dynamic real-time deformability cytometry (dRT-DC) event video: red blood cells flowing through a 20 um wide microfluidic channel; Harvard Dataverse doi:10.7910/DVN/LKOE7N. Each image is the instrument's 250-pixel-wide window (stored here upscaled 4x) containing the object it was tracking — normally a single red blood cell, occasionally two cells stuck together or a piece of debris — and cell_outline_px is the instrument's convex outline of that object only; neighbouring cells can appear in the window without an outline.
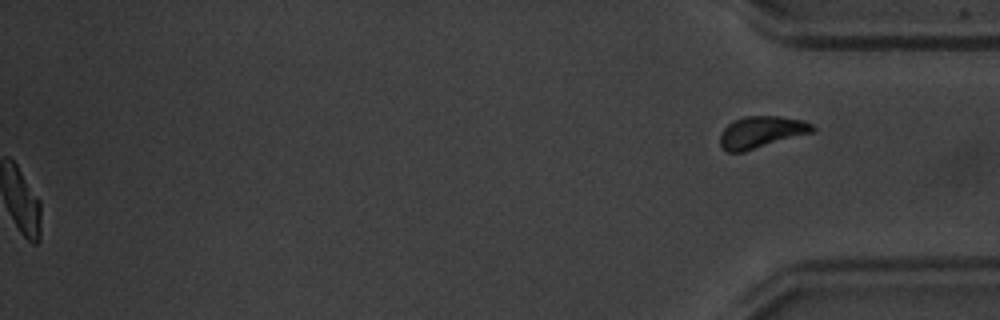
{"species": "common noctule bat (a hibernating species)", "species_latin": "Nyctalus noctula", "temperature_condition": "warm", "stored_images_in_passage": 55, "segment_of_instrument_passage": [2, 2], "camera_frame_rate_fps": 3000, "um_per_image_px": 0.085, "animal": {"sex": "male", "body_mass_g": 20.1, "forearm_length_mm": 53.5}, "frame": {"image": 1, "passage_image": 55, "time_ms": 18.0, "image_size_px": [1000, 320], "cell_outline_px": [[816, 128], [812, 132], [744, 152], [728, 152], [720, 144], [720, 132], [732, 120], [744, 116], [780, 116], [804, 120], [812, 124]], "centroid_in_image_um": [64.7, 11.22], "position_along_channel_um": 370.5, "area_um2": 17.17}}